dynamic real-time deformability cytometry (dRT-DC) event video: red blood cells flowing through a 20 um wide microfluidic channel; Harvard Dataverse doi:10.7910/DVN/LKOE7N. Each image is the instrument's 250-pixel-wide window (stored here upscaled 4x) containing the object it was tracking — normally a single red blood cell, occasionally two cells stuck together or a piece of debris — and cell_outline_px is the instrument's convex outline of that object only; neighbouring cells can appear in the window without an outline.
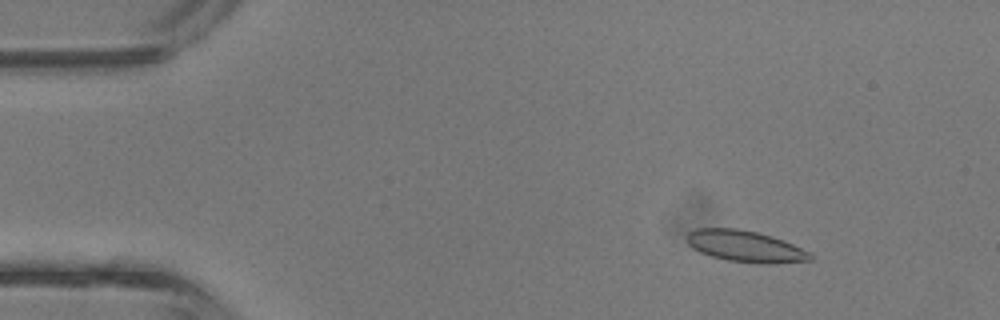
{"species": "common noctule bat (a hibernating species)", "species_latin": "Nyctalus noctula", "temperature_condition": "room temperature", "stored_images_in_passage": 13, "camera_frame_rate_fps": 3000, "um_per_image_px": 0.085, "animal": {"sex": "male", "body_mass_g": 13.3}, "frame": {"image": 1, "passage_image": 6, "time_ms": 1.667, "image_size_px": [1000, 320], "cell_outline_px": [[812, 260], [768, 264], [760, 264], [728, 260], [712, 256], [700, 252], [692, 248], [684, 240], [684, 236], [688, 232], [696, 228], [736, 228], [756, 232], [772, 236], [792, 244], [808, 252], [812, 256]], "centroid_in_image_um": [63.27, 20.93], "position_along_channel_um": 21.7, "area_um2": 22.6}}